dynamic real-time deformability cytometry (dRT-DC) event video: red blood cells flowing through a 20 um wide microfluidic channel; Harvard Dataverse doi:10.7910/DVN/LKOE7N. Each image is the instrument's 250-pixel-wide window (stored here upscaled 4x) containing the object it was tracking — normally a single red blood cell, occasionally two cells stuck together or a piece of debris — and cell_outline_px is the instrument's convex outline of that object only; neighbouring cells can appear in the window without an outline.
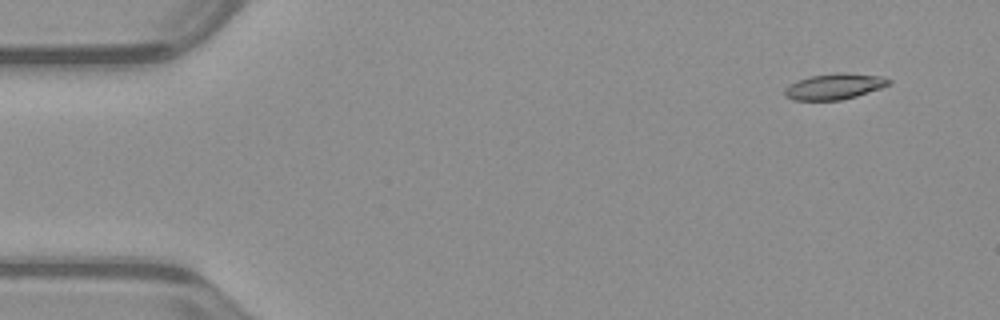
{"species": "common noctule bat (a hibernating species)", "species_latin": "Nyctalus noctula", "temperature_condition": "warm", "stored_images_in_passage": 49, "camera_frame_rate_fps": 3000, "um_per_image_px": 0.085, "animal": {"sex": "male", "body_mass_g": 23.1, "forearm_length_mm": 52.7}, "frame": {"image": 1, "passage_image": 1, "time_ms": 0.0, "image_size_px": [1000, 320], "cell_outline_px": [[892, 84], [856, 96], [840, 100], [792, 100], [784, 96], [784, 88], [788, 84], [808, 76], [836, 72], [844, 72], [880, 76], [892, 80]], "centroid_in_image_um": [70.89, 7.34], "position_along_channel_um": 14.1, "area_um2": 15.9}}
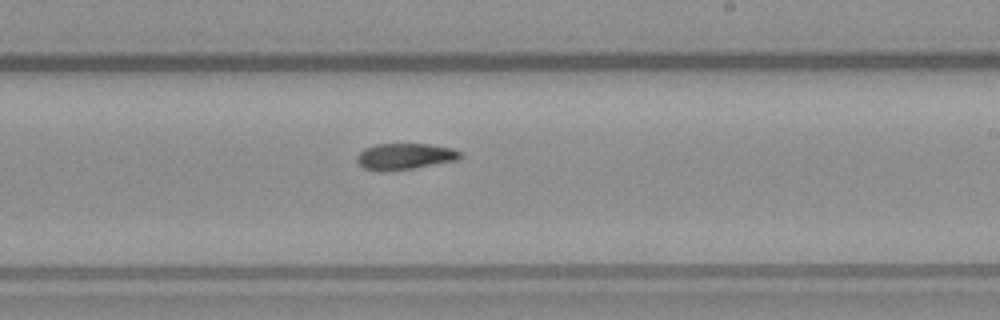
{"frame": {"image": 2, "passage_image": 28, "time_ms": 9.0, "image_size_px": [1000, 320], "cell_outline_px": [[464, 156], [456, 160], [412, 168], [384, 172], [380, 172], [364, 168], [356, 160], [356, 156], [364, 148], [376, 144], [428, 144], [452, 148], [460, 152]], "centroid_in_image_um": [34.38, 13.29], "position_along_channel_um": 254.6, "area_um2": 15.78}}
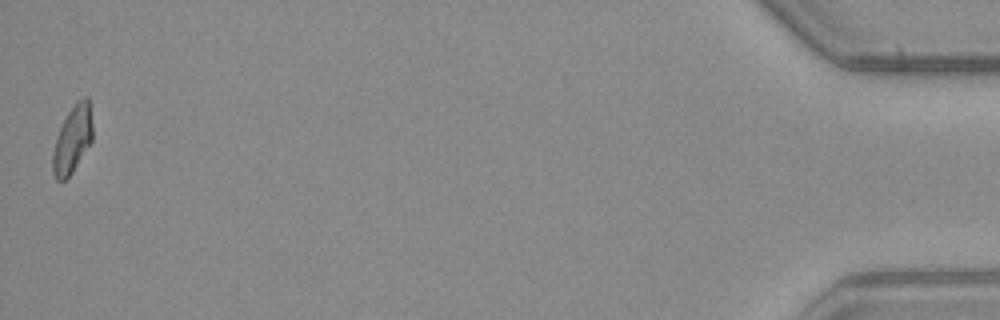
{"frame": {"image": 3, "passage_image": 49, "time_ms": 16.0, "image_size_px": [1000, 320], "cell_outline_px": [[92, 140], [72, 172], [64, 180], [56, 180], [52, 172], [52, 152], [56, 136], [68, 112], [76, 100], [84, 96], [88, 96], [92, 124]], "centroid_in_image_um": [6.14, 11.83], "position_along_channel_um": 429.1, "area_um2": 15.55}, "authors_computed_cell_mechanics": {"area_um2": 15.9528, "velocity_mm_per_s": 3.9553, "shape_relaxation_time_tau1_ms": null, "shape_relaxation_time_tau2_ms": 6.9115, "deformation_change_tau1": null, "deformation_change_tau2": 0.137}}